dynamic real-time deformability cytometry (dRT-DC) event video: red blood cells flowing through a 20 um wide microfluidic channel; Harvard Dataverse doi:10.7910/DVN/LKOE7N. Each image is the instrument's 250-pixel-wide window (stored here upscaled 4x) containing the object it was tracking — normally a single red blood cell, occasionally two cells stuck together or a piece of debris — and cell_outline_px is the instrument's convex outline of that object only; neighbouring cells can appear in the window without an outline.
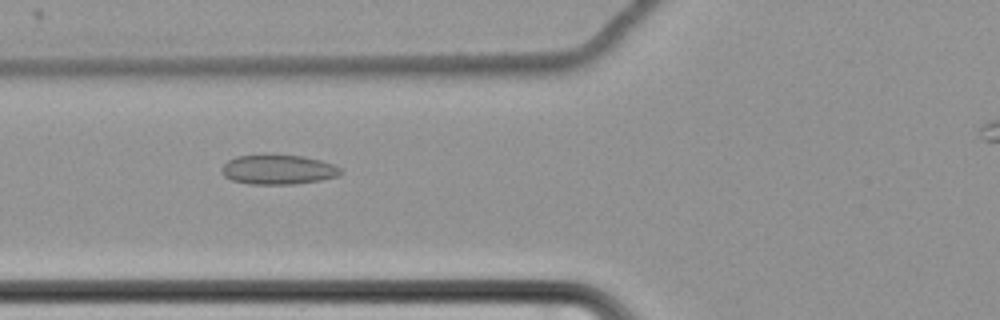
{"species": "common noctule bat (a hibernating species)", "species_latin": "Nyctalus noctula", "temperature_condition": "cold", "stored_images_in_passage": 45, "camera_frame_rate_fps": 3000, "um_per_image_px": 0.085, "animal": {"sex": "female", "body_mass_g": 22.7, "forearm_length_mm": 54.2}, "frame": {"image": 1, "passage_image": 12, "time_ms": 3.667, "image_size_px": [1000, 320], "cell_outline_px": [[344, 172], [340, 176], [320, 180], [292, 184], [248, 184], [232, 180], [224, 176], [220, 172], [220, 168], [228, 160], [236, 156], [304, 156], [320, 160], [332, 164], [340, 168]], "centroid_in_image_um": [23.64, 14.43], "position_along_channel_um": 102.2, "area_um2": 20.35}}
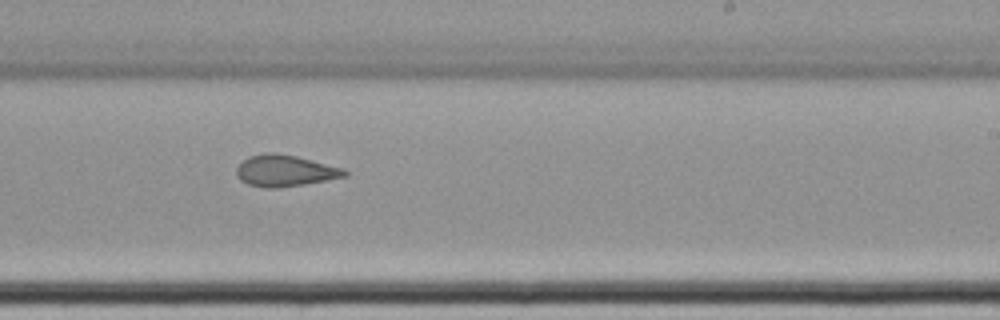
{"frame": {"image": 2, "passage_image": 26, "time_ms": 8.333, "image_size_px": [1000, 320], "cell_outline_px": [[348, 176], [304, 184], [276, 188], [264, 188], [248, 184], [240, 180], [236, 176], [236, 168], [248, 156], [268, 152], [276, 152], [296, 156], [344, 168], [348, 172]], "centroid_in_image_um": [24.22, 14.51], "position_along_channel_um": 264.8, "area_um2": 19.88}}
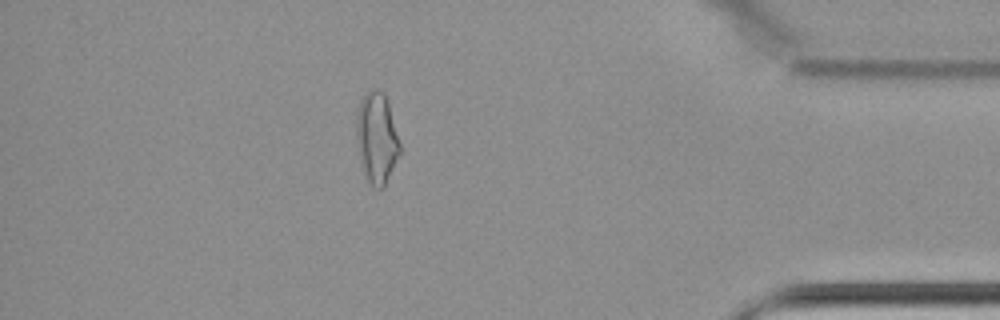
{"frame": {"image": 3, "passage_image": 41, "time_ms": 13.333, "image_size_px": [1000, 320], "cell_outline_px": [[400, 152], [384, 188], [380, 188], [372, 184], [364, 176], [356, 144], [356, 108], [364, 92], [372, 88], [376, 88], [384, 92], [388, 104], [400, 144]], "centroid_in_image_um": [31.98, 11.68], "position_along_channel_um": 403.2, "area_um2": 23.18}}